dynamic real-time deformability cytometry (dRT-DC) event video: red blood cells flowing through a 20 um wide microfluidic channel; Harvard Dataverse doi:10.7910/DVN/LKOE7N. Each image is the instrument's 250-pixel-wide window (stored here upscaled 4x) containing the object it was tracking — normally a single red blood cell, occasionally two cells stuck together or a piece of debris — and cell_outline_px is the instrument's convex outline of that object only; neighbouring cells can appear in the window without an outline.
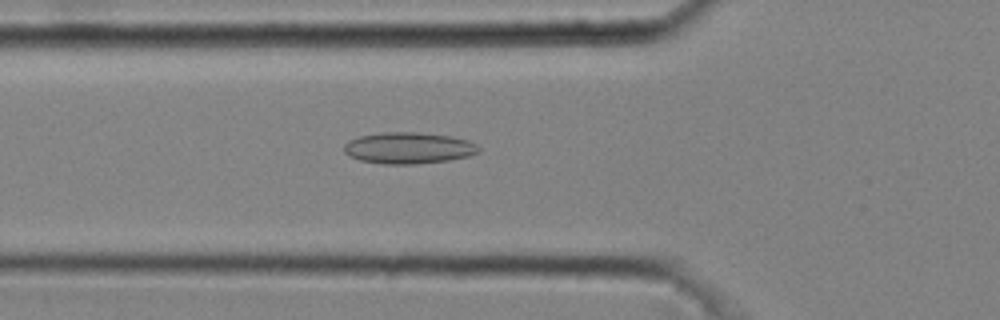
{"species": "common noctule bat (a hibernating species)", "species_latin": "Nyctalus noctula", "temperature_condition": "cold", "stored_images_in_passage": 44, "camera_frame_rate_fps": 3000, "um_per_image_px": 0.085, "animal": {"sex": "male", "body_mass_g": 20.4}, "frame": {"image": 1, "passage_image": 16, "time_ms": 5.0, "image_size_px": [1000, 320], "cell_outline_px": [[480, 152], [468, 156], [448, 160], [416, 164], [384, 164], [360, 160], [348, 156], [344, 152], [344, 144], [348, 140], [360, 136], [380, 132], [420, 132], [452, 136], [468, 140], [476, 144], [480, 148]], "centroid_in_image_um": [34.72, 12.57], "position_along_channel_um": 91.1, "area_um2": 24.85}}
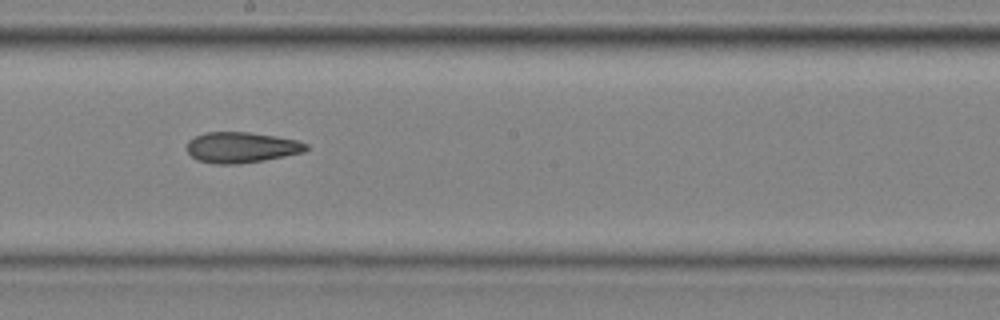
{"frame": {"image": 2, "passage_image": 26, "time_ms": 8.333, "image_size_px": [1000, 320], "cell_outline_px": [[308, 148], [304, 152], [264, 160], [240, 164], [216, 164], [196, 160], [188, 152], [188, 140], [204, 132], [248, 132], [276, 136], [296, 140], [308, 144]], "centroid_in_image_um": [20.52, 12.53], "position_along_channel_um": 227.7, "area_um2": 21.33}}
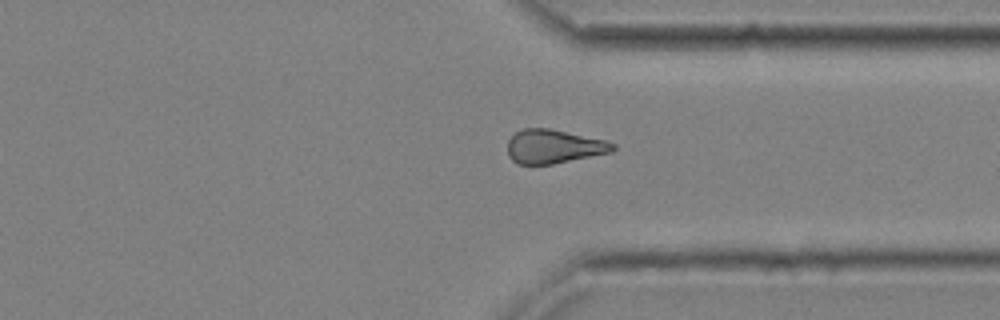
{"frame": {"image": 3, "passage_image": 36, "time_ms": 11.667, "image_size_px": [1000, 320], "cell_outline_px": [[616, 148], [612, 152], [552, 164], [516, 164], [508, 156], [508, 140], [516, 132], [524, 128], [548, 128], [604, 140], [616, 144]], "centroid_in_image_um": [47.05, 12.46], "position_along_channel_um": 364.3, "area_um2": 20.63}, "authors_computed_cell_mechanics": {"area_um2": 22.1085, "velocity_mm_per_s": 4.0903, "shape_relaxation_time_tau1_ms": null, "shape_relaxation_time_tau2_ms": 5.2135, "deformation_change_tau1": null, "deformation_change_tau2": 0.1418}}